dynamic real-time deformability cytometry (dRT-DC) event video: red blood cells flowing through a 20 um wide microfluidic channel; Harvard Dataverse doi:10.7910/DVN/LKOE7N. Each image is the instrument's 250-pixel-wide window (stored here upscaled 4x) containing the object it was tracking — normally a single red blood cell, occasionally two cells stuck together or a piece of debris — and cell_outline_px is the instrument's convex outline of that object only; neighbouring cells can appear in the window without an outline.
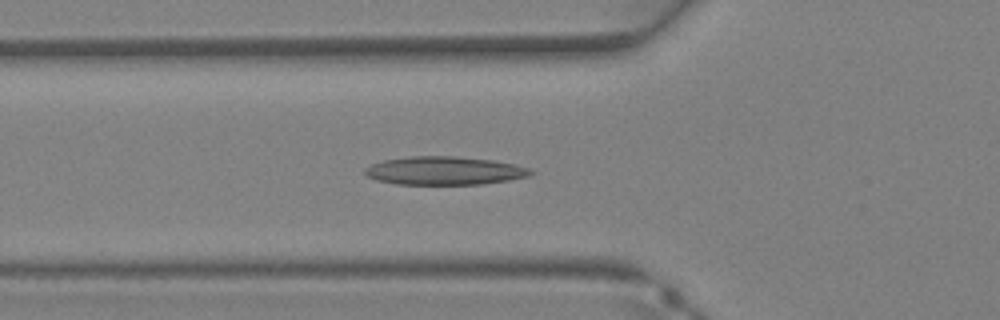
{"species": "Egyptian fruit bat (a non-hibernating species)", "species_latin": "Rousettus aegyptiacus", "temperature_condition": "warm", "stored_images_in_passage": 26, "camera_frame_rate_fps": 3000, "um_per_image_px": 0.085, "animal": {"sex": "female"}, "frame": {"image": 1, "passage_image": 2, "time_ms": 0.333, "image_size_px": [1000, 320], "cell_outline_px": [[532, 172], [528, 176], [508, 180], [480, 184], [396, 184], [376, 180], [368, 176], [364, 172], [364, 168], [372, 164], [384, 160], [412, 156], [456, 156], [492, 160], [512, 164], [528, 168]], "centroid_in_image_um": [37.72, 14.51], "position_along_channel_um": 88.1, "area_um2": 27.05}}
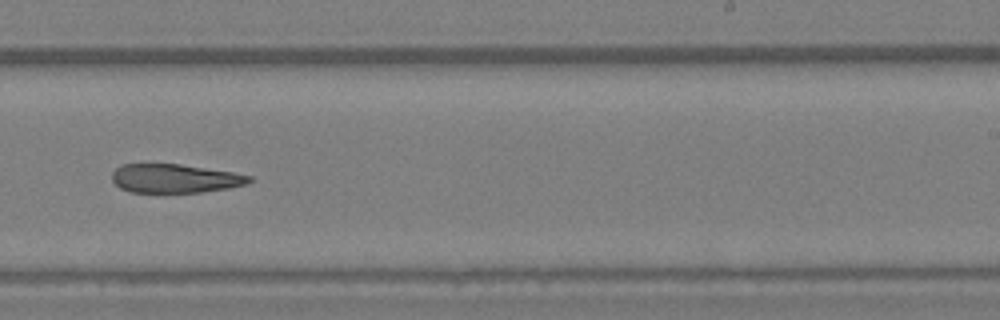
{"frame": {"image": 2, "passage_image": 12, "time_ms": 3.667, "image_size_px": [1000, 320], "cell_outline_px": [[252, 180], [244, 184], [228, 188], [200, 192], [128, 192], [120, 188], [112, 180], [112, 172], [116, 168], [124, 164], [180, 164], [232, 172], [252, 176]], "centroid_in_image_um": [14.83, 15.17], "position_along_channel_um": 274.2, "area_um2": 22.83}}
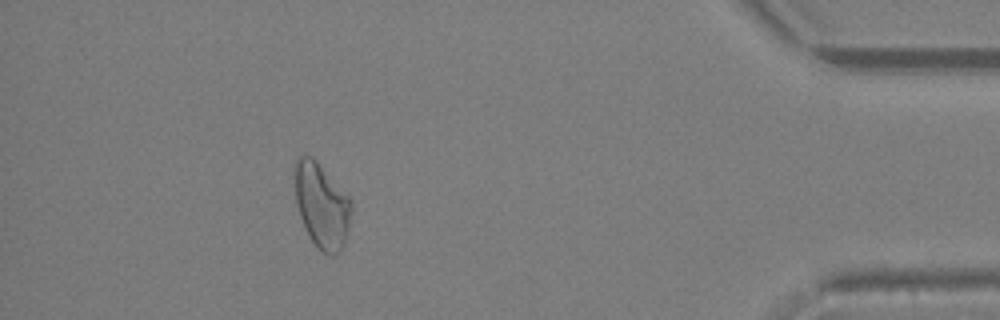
{"frame": {"image": 3, "passage_image": 22, "time_ms": 7.0, "image_size_px": [1000, 320], "cell_outline_px": [[352, 212], [344, 244], [340, 252], [332, 256], [328, 256], [316, 248], [304, 228], [296, 204], [292, 172], [292, 164], [300, 156], [312, 156], [316, 160], [348, 196], [352, 204]], "centroid_in_image_um": [27.3, 17.47], "position_along_channel_um": 407.9, "area_um2": 28.55}}